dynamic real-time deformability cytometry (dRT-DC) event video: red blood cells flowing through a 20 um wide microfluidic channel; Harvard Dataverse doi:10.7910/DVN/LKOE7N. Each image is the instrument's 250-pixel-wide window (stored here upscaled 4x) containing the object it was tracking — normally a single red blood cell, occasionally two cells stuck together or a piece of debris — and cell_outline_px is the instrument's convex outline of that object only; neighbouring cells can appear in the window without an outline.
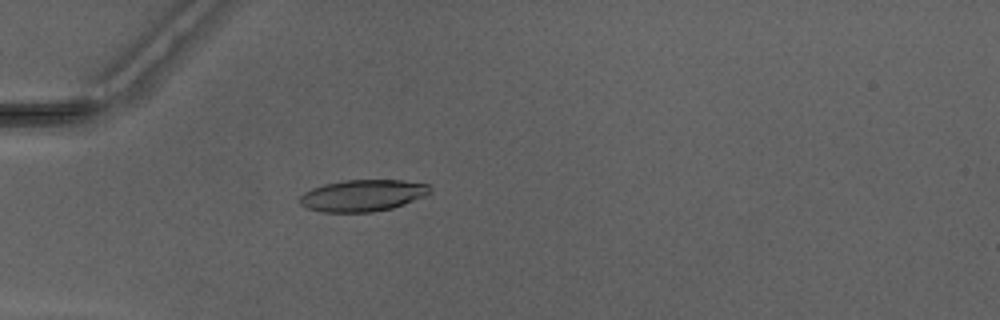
{"species": "Egyptian fruit bat (a non-hibernating species)", "species_latin": "Rousettus aegyptiacus", "temperature_condition": "warm", "stored_images_in_passage": 41, "camera_frame_rate_fps": 3000, "um_per_image_px": 0.085, "animal": {"sex": "male"}, "frame": {"image": 1, "passage_image": 6, "time_ms": 1.667, "image_size_px": [1000, 320], "cell_outline_px": [[432, 192], [424, 196], [404, 204], [392, 208], [372, 212], [324, 212], [308, 208], [300, 204], [300, 196], [304, 192], [312, 188], [324, 184], [344, 180], [400, 180], [428, 184], [432, 188]], "centroid_in_image_um": [30.84, 16.61], "position_along_channel_um": 54.2, "area_um2": 23.99}}
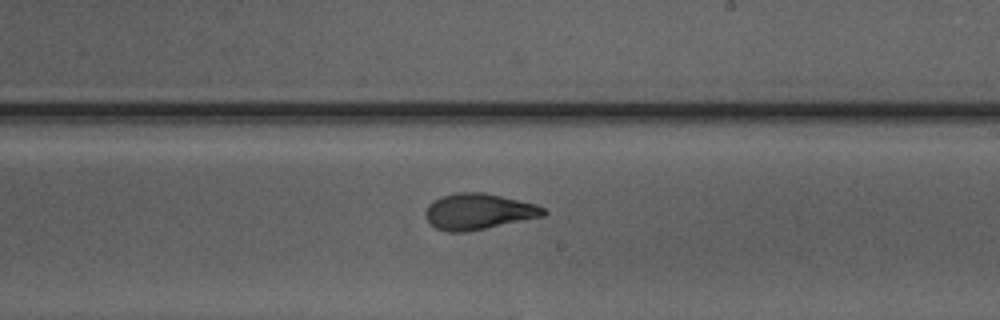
{"frame": {"image": 2, "passage_image": 21, "time_ms": 6.667, "image_size_px": [1000, 320], "cell_outline_px": [[548, 212], [544, 216], [464, 232], [448, 232], [436, 228], [424, 216], [424, 212], [428, 204], [432, 200], [456, 192], [484, 192], [536, 204], [544, 208]], "centroid_in_image_um": [40.65, 17.97], "position_along_channel_um": 248.4, "area_um2": 24.62}}
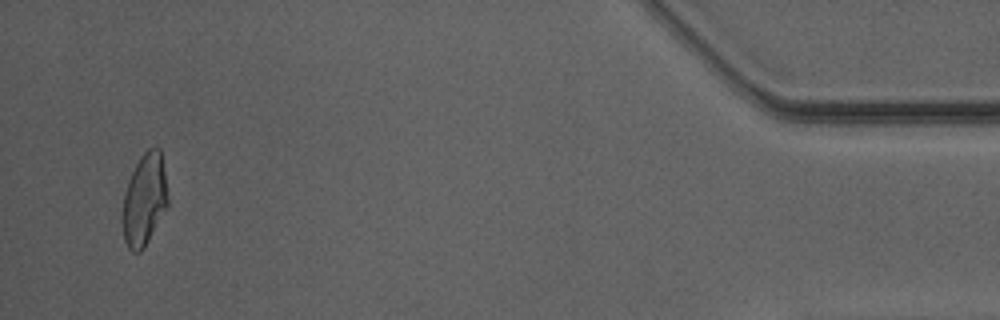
{"frame": {"image": 3, "passage_image": 39, "time_ms": 12.667, "image_size_px": [1000, 320], "cell_outline_px": [[168, 204], [144, 248], [140, 252], [132, 252], [128, 248], [124, 240], [124, 192], [128, 180], [140, 156], [148, 148], [156, 144], [160, 148], [168, 196]], "centroid_in_image_um": [12.29, 16.93], "position_along_channel_um": 422.9, "area_um2": 23.93}, "authors_computed_cell_mechanics": {"area_um2": 24.565, "velocity_mm_per_s": 4.1595, "shape_relaxation_time_tau1_ms": 6.7999, "shape_relaxation_time_tau2_ms": 1.1747, "deformation_change_tau1": 0.2419, "deformation_change_tau2": 0.0851}}